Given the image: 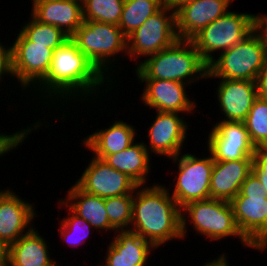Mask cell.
<instances>
[{"label":"cell","mask_w":267,"mask_h":266,"mask_svg":"<svg viewBox=\"0 0 267 266\" xmlns=\"http://www.w3.org/2000/svg\"><path fill=\"white\" fill-rule=\"evenodd\" d=\"M106 80L86 56L79 51L78 47L71 40H68L53 53L50 71L47 77L33 90L35 93L33 96L39 94L37 99H48L45 104H48L47 106L52 104L55 108H59L54 106L57 102H60V106L63 102L67 104V101L69 104L72 99L75 102L80 100L82 103L83 99L90 101L89 97L95 94L97 97L102 92L104 96V90L105 92L112 90L113 84ZM103 86H106L107 89H103ZM36 90H39L38 93L35 92ZM49 101L52 102L48 103Z\"/></svg>","instance_id":"cell-1"},{"label":"cell","mask_w":267,"mask_h":266,"mask_svg":"<svg viewBox=\"0 0 267 266\" xmlns=\"http://www.w3.org/2000/svg\"><path fill=\"white\" fill-rule=\"evenodd\" d=\"M167 186L153 183L134 191L132 222L129 230L149 241L156 249L179 238L181 208L169 194Z\"/></svg>","instance_id":"cell-2"},{"label":"cell","mask_w":267,"mask_h":266,"mask_svg":"<svg viewBox=\"0 0 267 266\" xmlns=\"http://www.w3.org/2000/svg\"><path fill=\"white\" fill-rule=\"evenodd\" d=\"M138 80H172L190 85L207 79L208 65L191 40L178 39L171 46L136 64Z\"/></svg>","instance_id":"cell-3"},{"label":"cell","mask_w":267,"mask_h":266,"mask_svg":"<svg viewBox=\"0 0 267 266\" xmlns=\"http://www.w3.org/2000/svg\"><path fill=\"white\" fill-rule=\"evenodd\" d=\"M70 40L107 81L113 83L115 77L113 76L111 79L110 75L114 72L112 66L117 67L114 65L117 60L115 57L123 53L128 57L127 36L119 26L96 21H84L70 37Z\"/></svg>","instance_id":"cell-4"},{"label":"cell","mask_w":267,"mask_h":266,"mask_svg":"<svg viewBox=\"0 0 267 266\" xmlns=\"http://www.w3.org/2000/svg\"><path fill=\"white\" fill-rule=\"evenodd\" d=\"M189 217V218H187ZM189 219V220H188ZM196 234L220 241L230 237H237L247 248L257 250L240 232L233 209L229 201L221 199H207L188 203L181 208V233L184 239L187 235L189 222ZM188 224V225H187Z\"/></svg>","instance_id":"cell-5"},{"label":"cell","mask_w":267,"mask_h":266,"mask_svg":"<svg viewBox=\"0 0 267 266\" xmlns=\"http://www.w3.org/2000/svg\"><path fill=\"white\" fill-rule=\"evenodd\" d=\"M230 204L240 232L262 253L267 249V193L253 172Z\"/></svg>","instance_id":"cell-6"},{"label":"cell","mask_w":267,"mask_h":266,"mask_svg":"<svg viewBox=\"0 0 267 266\" xmlns=\"http://www.w3.org/2000/svg\"><path fill=\"white\" fill-rule=\"evenodd\" d=\"M266 65L264 40L255 28L241 42L218 54L208 64L207 79L257 81Z\"/></svg>","instance_id":"cell-7"},{"label":"cell","mask_w":267,"mask_h":266,"mask_svg":"<svg viewBox=\"0 0 267 266\" xmlns=\"http://www.w3.org/2000/svg\"><path fill=\"white\" fill-rule=\"evenodd\" d=\"M256 18L257 14L229 10L190 40L208 65L215 58L214 53L221 54L246 38L255 29Z\"/></svg>","instance_id":"cell-8"},{"label":"cell","mask_w":267,"mask_h":266,"mask_svg":"<svg viewBox=\"0 0 267 266\" xmlns=\"http://www.w3.org/2000/svg\"><path fill=\"white\" fill-rule=\"evenodd\" d=\"M179 37L176 33V11L164 5L139 28L127 36L128 57H150L171 46ZM142 56V57H141Z\"/></svg>","instance_id":"cell-9"},{"label":"cell","mask_w":267,"mask_h":266,"mask_svg":"<svg viewBox=\"0 0 267 266\" xmlns=\"http://www.w3.org/2000/svg\"><path fill=\"white\" fill-rule=\"evenodd\" d=\"M208 157H197L192 153L179 154L172 159L177 166V175L173 181L174 189L169 194L180 208L194 201L210 199V181L214 160Z\"/></svg>","instance_id":"cell-10"},{"label":"cell","mask_w":267,"mask_h":266,"mask_svg":"<svg viewBox=\"0 0 267 266\" xmlns=\"http://www.w3.org/2000/svg\"><path fill=\"white\" fill-rule=\"evenodd\" d=\"M14 40L11 45L13 79L18 80L22 90L29 87L32 91L47 77L54 51L47 45L30 42L20 31Z\"/></svg>","instance_id":"cell-11"},{"label":"cell","mask_w":267,"mask_h":266,"mask_svg":"<svg viewBox=\"0 0 267 266\" xmlns=\"http://www.w3.org/2000/svg\"><path fill=\"white\" fill-rule=\"evenodd\" d=\"M207 138V151L214 161H233L253 157L257 149L244 122L219 121Z\"/></svg>","instance_id":"cell-12"},{"label":"cell","mask_w":267,"mask_h":266,"mask_svg":"<svg viewBox=\"0 0 267 266\" xmlns=\"http://www.w3.org/2000/svg\"><path fill=\"white\" fill-rule=\"evenodd\" d=\"M175 112L156 111L155 119L148 127V143H144L149 153L152 155L176 157L182 151L183 144L187 139L188 123L184 117ZM148 144V145H147Z\"/></svg>","instance_id":"cell-13"},{"label":"cell","mask_w":267,"mask_h":266,"mask_svg":"<svg viewBox=\"0 0 267 266\" xmlns=\"http://www.w3.org/2000/svg\"><path fill=\"white\" fill-rule=\"evenodd\" d=\"M75 184L83 191L101 198L131 194L138 186L126 174L112 168L102 159L92 156Z\"/></svg>","instance_id":"cell-14"},{"label":"cell","mask_w":267,"mask_h":266,"mask_svg":"<svg viewBox=\"0 0 267 266\" xmlns=\"http://www.w3.org/2000/svg\"><path fill=\"white\" fill-rule=\"evenodd\" d=\"M10 189L0 192V241L7 246L27 234L38 217L31 201L27 202Z\"/></svg>","instance_id":"cell-15"},{"label":"cell","mask_w":267,"mask_h":266,"mask_svg":"<svg viewBox=\"0 0 267 266\" xmlns=\"http://www.w3.org/2000/svg\"><path fill=\"white\" fill-rule=\"evenodd\" d=\"M145 84L141 93V101L150 109L161 112H175L192 114L197 108L194 99L186 93V86L179 81L172 80H138ZM193 111V112H192Z\"/></svg>","instance_id":"cell-16"},{"label":"cell","mask_w":267,"mask_h":266,"mask_svg":"<svg viewBox=\"0 0 267 266\" xmlns=\"http://www.w3.org/2000/svg\"><path fill=\"white\" fill-rule=\"evenodd\" d=\"M221 121L244 122L254 100L258 97L257 82L222 78L217 87Z\"/></svg>","instance_id":"cell-17"},{"label":"cell","mask_w":267,"mask_h":266,"mask_svg":"<svg viewBox=\"0 0 267 266\" xmlns=\"http://www.w3.org/2000/svg\"><path fill=\"white\" fill-rule=\"evenodd\" d=\"M233 0H195L176 10V33L190 40L200 30L223 16Z\"/></svg>","instance_id":"cell-18"},{"label":"cell","mask_w":267,"mask_h":266,"mask_svg":"<svg viewBox=\"0 0 267 266\" xmlns=\"http://www.w3.org/2000/svg\"><path fill=\"white\" fill-rule=\"evenodd\" d=\"M153 250L156 248L137 233L117 230L107 246L103 265L99 263L98 266H146Z\"/></svg>","instance_id":"cell-19"},{"label":"cell","mask_w":267,"mask_h":266,"mask_svg":"<svg viewBox=\"0 0 267 266\" xmlns=\"http://www.w3.org/2000/svg\"><path fill=\"white\" fill-rule=\"evenodd\" d=\"M31 16L53 25L71 37L84 22L82 3L77 0H32Z\"/></svg>","instance_id":"cell-20"},{"label":"cell","mask_w":267,"mask_h":266,"mask_svg":"<svg viewBox=\"0 0 267 266\" xmlns=\"http://www.w3.org/2000/svg\"><path fill=\"white\" fill-rule=\"evenodd\" d=\"M253 157L233 161H214L210 198L231 201L252 172Z\"/></svg>","instance_id":"cell-21"},{"label":"cell","mask_w":267,"mask_h":266,"mask_svg":"<svg viewBox=\"0 0 267 266\" xmlns=\"http://www.w3.org/2000/svg\"><path fill=\"white\" fill-rule=\"evenodd\" d=\"M97 129L89 134L82 144L93 156L102 159L105 155L118 153L135 143L136 129L131 124L117 120L108 128Z\"/></svg>","instance_id":"cell-22"},{"label":"cell","mask_w":267,"mask_h":266,"mask_svg":"<svg viewBox=\"0 0 267 266\" xmlns=\"http://www.w3.org/2000/svg\"><path fill=\"white\" fill-rule=\"evenodd\" d=\"M36 227L8 246V266H60Z\"/></svg>","instance_id":"cell-23"},{"label":"cell","mask_w":267,"mask_h":266,"mask_svg":"<svg viewBox=\"0 0 267 266\" xmlns=\"http://www.w3.org/2000/svg\"><path fill=\"white\" fill-rule=\"evenodd\" d=\"M61 200L78 216L88 222L92 228L106 232L117 231L109 222L105 208V199L89 194L80 189L75 183Z\"/></svg>","instance_id":"cell-24"},{"label":"cell","mask_w":267,"mask_h":266,"mask_svg":"<svg viewBox=\"0 0 267 266\" xmlns=\"http://www.w3.org/2000/svg\"><path fill=\"white\" fill-rule=\"evenodd\" d=\"M148 149L141 142H135L128 148L110 155L102 160L112 168L126 174L138 186L148 184L147 174L151 171V158Z\"/></svg>","instance_id":"cell-25"},{"label":"cell","mask_w":267,"mask_h":266,"mask_svg":"<svg viewBox=\"0 0 267 266\" xmlns=\"http://www.w3.org/2000/svg\"><path fill=\"white\" fill-rule=\"evenodd\" d=\"M164 5V0H124L118 26L128 36Z\"/></svg>","instance_id":"cell-26"},{"label":"cell","mask_w":267,"mask_h":266,"mask_svg":"<svg viewBox=\"0 0 267 266\" xmlns=\"http://www.w3.org/2000/svg\"><path fill=\"white\" fill-rule=\"evenodd\" d=\"M29 20L24 22L19 30L30 42L47 45V48L55 52L70 40V37L56 26L39 22L32 16Z\"/></svg>","instance_id":"cell-27"},{"label":"cell","mask_w":267,"mask_h":266,"mask_svg":"<svg viewBox=\"0 0 267 266\" xmlns=\"http://www.w3.org/2000/svg\"><path fill=\"white\" fill-rule=\"evenodd\" d=\"M124 0H85L82 3L84 21L118 25Z\"/></svg>","instance_id":"cell-28"},{"label":"cell","mask_w":267,"mask_h":266,"mask_svg":"<svg viewBox=\"0 0 267 266\" xmlns=\"http://www.w3.org/2000/svg\"><path fill=\"white\" fill-rule=\"evenodd\" d=\"M59 207H66V210L71 212L69 215L62 218L59 227L61 240L69 245V247H76L89 238L90 232L93 230L92 226L86 222L82 217L76 215L61 199L58 200ZM91 227V228H90ZM92 229V230H91Z\"/></svg>","instance_id":"cell-29"},{"label":"cell","mask_w":267,"mask_h":266,"mask_svg":"<svg viewBox=\"0 0 267 266\" xmlns=\"http://www.w3.org/2000/svg\"><path fill=\"white\" fill-rule=\"evenodd\" d=\"M244 123L254 146L267 147V101L257 97Z\"/></svg>","instance_id":"cell-30"},{"label":"cell","mask_w":267,"mask_h":266,"mask_svg":"<svg viewBox=\"0 0 267 266\" xmlns=\"http://www.w3.org/2000/svg\"><path fill=\"white\" fill-rule=\"evenodd\" d=\"M134 192L105 198V208L110 224L116 230H129L132 222Z\"/></svg>","instance_id":"cell-31"},{"label":"cell","mask_w":267,"mask_h":266,"mask_svg":"<svg viewBox=\"0 0 267 266\" xmlns=\"http://www.w3.org/2000/svg\"><path fill=\"white\" fill-rule=\"evenodd\" d=\"M42 122L38 119L35 124H30L27 128H21V130L15 131L14 133L5 134L3 132L0 133V158L1 156L7 155L10 151L16 149L18 150V146L20 147L23 142L29 137L28 135L34 129L41 127ZM33 125V126H32ZM34 128V129H33Z\"/></svg>","instance_id":"cell-32"},{"label":"cell","mask_w":267,"mask_h":266,"mask_svg":"<svg viewBox=\"0 0 267 266\" xmlns=\"http://www.w3.org/2000/svg\"><path fill=\"white\" fill-rule=\"evenodd\" d=\"M252 172L258 177L267 193V147H258L253 155Z\"/></svg>","instance_id":"cell-33"},{"label":"cell","mask_w":267,"mask_h":266,"mask_svg":"<svg viewBox=\"0 0 267 266\" xmlns=\"http://www.w3.org/2000/svg\"><path fill=\"white\" fill-rule=\"evenodd\" d=\"M7 75L13 78L11 45L5 46L0 42V82H3V77Z\"/></svg>","instance_id":"cell-34"},{"label":"cell","mask_w":267,"mask_h":266,"mask_svg":"<svg viewBox=\"0 0 267 266\" xmlns=\"http://www.w3.org/2000/svg\"><path fill=\"white\" fill-rule=\"evenodd\" d=\"M258 97L267 101V65L257 78Z\"/></svg>","instance_id":"cell-35"},{"label":"cell","mask_w":267,"mask_h":266,"mask_svg":"<svg viewBox=\"0 0 267 266\" xmlns=\"http://www.w3.org/2000/svg\"><path fill=\"white\" fill-rule=\"evenodd\" d=\"M255 28L260 32L264 44H265V52H266V60H267V15L265 14H257L256 18V26Z\"/></svg>","instance_id":"cell-36"},{"label":"cell","mask_w":267,"mask_h":266,"mask_svg":"<svg viewBox=\"0 0 267 266\" xmlns=\"http://www.w3.org/2000/svg\"><path fill=\"white\" fill-rule=\"evenodd\" d=\"M226 253L220 254L217 259L214 258L212 261H206L207 263H204V266H230L229 261L226 259L227 255Z\"/></svg>","instance_id":"cell-37"},{"label":"cell","mask_w":267,"mask_h":266,"mask_svg":"<svg viewBox=\"0 0 267 266\" xmlns=\"http://www.w3.org/2000/svg\"><path fill=\"white\" fill-rule=\"evenodd\" d=\"M8 265V246L0 241V266Z\"/></svg>","instance_id":"cell-38"},{"label":"cell","mask_w":267,"mask_h":266,"mask_svg":"<svg viewBox=\"0 0 267 266\" xmlns=\"http://www.w3.org/2000/svg\"><path fill=\"white\" fill-rule=\"evenodd\" d=\"M193 1L195 0H164V4L170 6L174 11H176L180 6Z\"/></svg>","instance_id":"cell-39"}]
</instances>
